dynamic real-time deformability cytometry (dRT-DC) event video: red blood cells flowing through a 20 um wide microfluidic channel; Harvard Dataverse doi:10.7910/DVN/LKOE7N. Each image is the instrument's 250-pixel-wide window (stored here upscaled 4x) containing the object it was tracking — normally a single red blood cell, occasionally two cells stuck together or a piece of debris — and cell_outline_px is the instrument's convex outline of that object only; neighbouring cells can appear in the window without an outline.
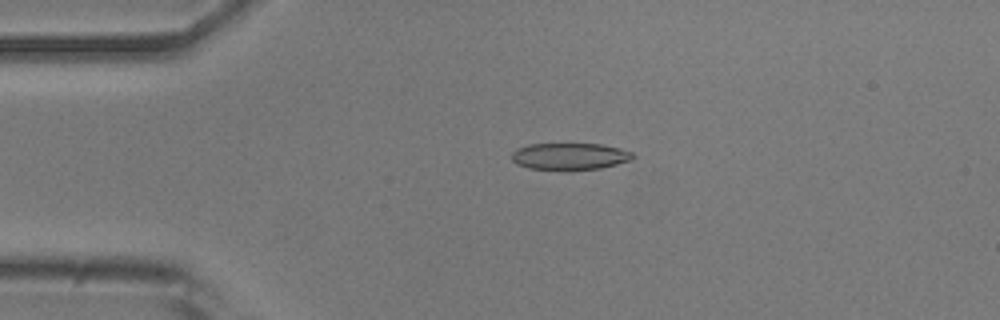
{"species": "common noctule bat (a hibernating species)", "species_latin": "Nyctalus noctula", "temperature_condition": "room temperature", "stored_images_in_passage": 51, "camera_frame_rate_fps": 3000, "um_per_image_px": 0.085, "animal": {"sex": "male", "body_mass_g": 20.5, "forearm_length_mm": 52.5}, "frame": {"image": 1, "passage_image": 11, "time_ms": 3.333, "image_size_px": [1000, 320], "cell_outline_px": [[636, 156], [628, 160], [616, 164], [600, 168], [528, 168], [516, 164], [512, 160], [512, 152], [516, 148], [528, 144], [600, 144], [620, 148], [632, 152]], "centroid_in_image_um": [48.4, 13.25], "position_along_channel_um": 36.6, "area_um2": 18.38}}
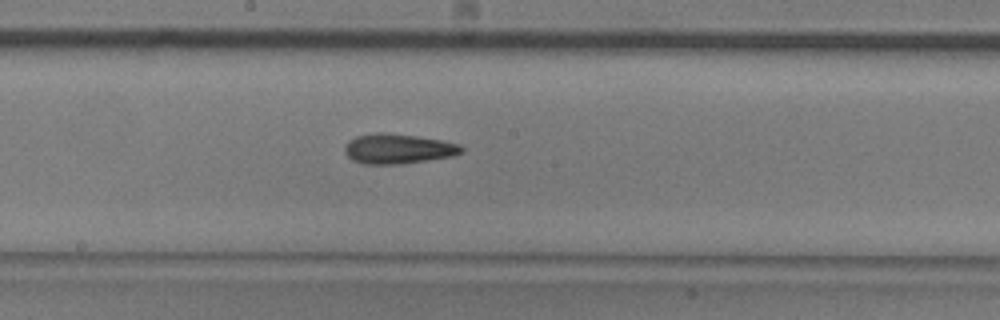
{"frame": {"image": 2, "passage_image": 27, "time_ms": 8.667, "image_size_px": [1000, 320], "cell_outline_px": [[464, 148], [456, 156], [400, 164], [364, 164], [352, 160], [344, 152], [344, 148], [348, 140], [356, 136], [376, 132], [380, 132], [416, 136], [444, 140], [460, 144]], "centroid_in_image_um": [33.84, 12.64], "position_along_channel_um": 214.4, "area_um2": 20.52}}
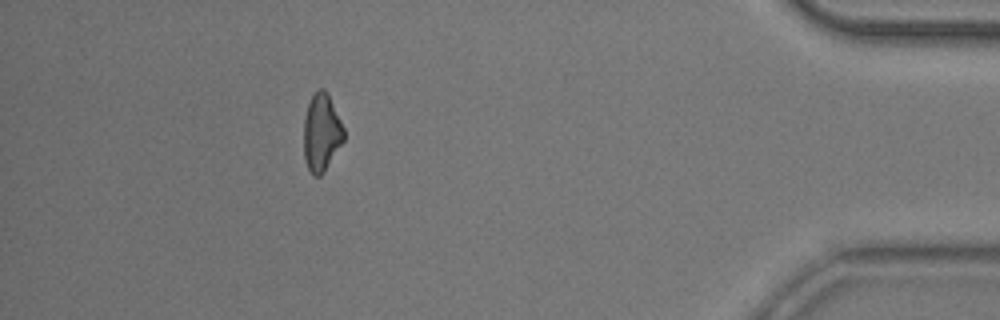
{"frame": {"image": 3, "passage_image": 46, "time_ms": 15.0, "image_size_px": [1000, 320], "cell_outline_px": [[344, 140], [324, 172], [320, 176], [312, 176], [304, 160], [304, 116], [308, 104], [316, 88], [324, 88], [328, 92], [344, 128]], "centroid_in_image_um": [27.32, 11.25], "position_along_channel_um": 407.9, "area_um2": 18.32}, "authors_computed_cell_mechanics": {"area_um2": 19.2474, "velocity_mm_per_s": 3.8962, "shape_relaxation_time_tau1_ms": 4.5214, "shape_relaxation_time_tau2_ms": 4.6522, "deformation_change_tau1": 0.1311, "deformation_change_tau2": 0.139}}